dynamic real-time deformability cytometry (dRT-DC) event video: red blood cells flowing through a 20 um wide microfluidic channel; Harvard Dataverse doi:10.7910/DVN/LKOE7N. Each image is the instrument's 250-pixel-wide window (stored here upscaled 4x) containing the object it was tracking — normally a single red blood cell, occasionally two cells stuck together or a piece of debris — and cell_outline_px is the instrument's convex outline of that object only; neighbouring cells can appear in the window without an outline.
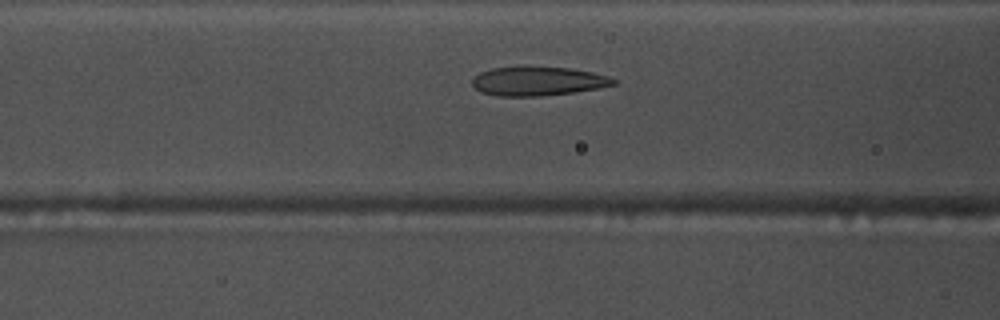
{"species": "common noctule bat (a hibernating species)", "species_latin": "Nyctalus noctula", "temperature_condition": "warm", "stored_images_in_passage": 33, "camera_frame_rate_fps": 3000, "um_per_image_px": 0.085, "animal": {"sex": "male", "body_mass_g": 17.5, "forearm_length_mm": 52.3}, "frame": {"image": 1, "passage_image": 10, "time_ms": 3.0, "image_size_px": [1000, 320], "cell_outline_px": [[616, 84], [596, 88], [572, 92], [536, 96], [500, 96], [480, 92], [472, 84], [472, 80], [480, 72], [492, 68], [520, 64], [524, 64], [568, 68], [592, 72], [612, 76], [616, 80]], "centroid_in_image_um": [45.7, 6.85], "position_along_channel_um": 120.9, "area_um2": 24.39}}
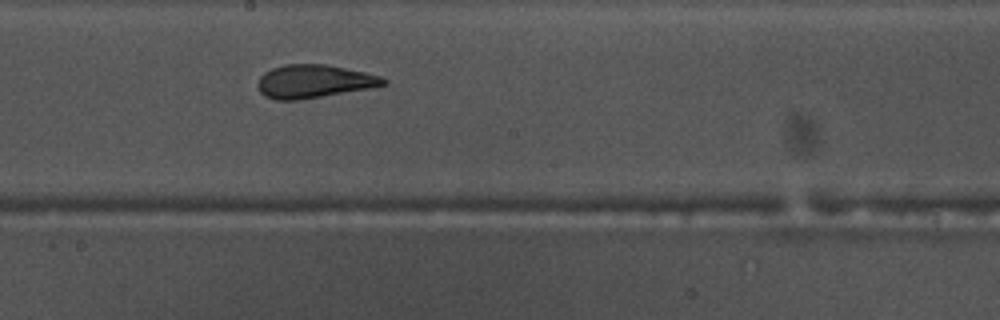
{"frame": {"image": 2, "passage_image": 18, "time_ms": 5.667, "image_size_px": [1000, 320], "cell_outline_px": [[388, 84], [368, 88], [300, 100], [276, 100], [264, 96], [260, 92], [256, 84], [260, 76], [264, 72], [272, 68], [284, 64], [328, 64], [364, 72], [380, 76], [388, 80]], "centroid_in_image_um": [26.65, 6.91], "position_along_channel_um": 221.6, "area_um2": 24.39}}
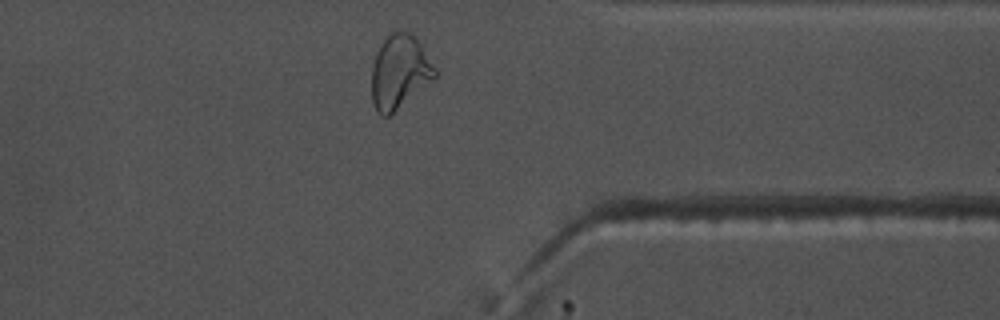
{"frame": {"image": 3, "passage_image": 31, "time_ms": 10.0, "image_size_px": [1000, 320], "cell_outline_px": [[436, 76], [432, 80], [388, 116], [380, 116], [376, 112], [372, 100], [372, 64], [376, 52], [380, 44], [388, 32], [408, 32], [420, 44], [436, 68]], "centroid_in_image_um": [33.92, 6.1], "position_along_channel_um": 377.5, "area_um2": 26.82}, "authors_computed_cell_mechanics": {"area_um2": 24.3916, "velocity_mm_per_s": 3.7835, "shape_relaxation_time_tau1_ms": null, "shape_relaxation_time_tau2_ms": 1.5594, "deformation_change_tau1": null, "deformation_change_tau2": 0.0894}}